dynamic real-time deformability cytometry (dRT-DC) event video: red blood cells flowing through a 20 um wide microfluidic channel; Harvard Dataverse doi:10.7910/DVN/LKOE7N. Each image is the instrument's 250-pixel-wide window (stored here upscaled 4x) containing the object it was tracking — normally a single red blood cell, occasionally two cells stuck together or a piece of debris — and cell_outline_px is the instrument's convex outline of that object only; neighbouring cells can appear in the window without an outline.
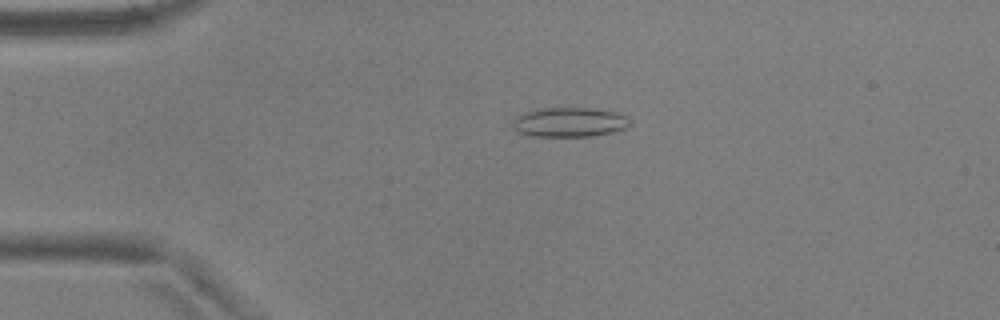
{"species": "common noctule bat (a hibernating species)", "species_latin": "Nyctalus noctula", "temperature_condition": "warm", "stored_images_in_passage": 54, "camera_frame_rate_fps": 3000, "um_per_image_px": 0.085, "animal": {"sex": "male", "body_mass_g": 17.9, "forearm_length_mm": 54.2}, "frame": {"image": 1, "passage_image": 12, "time_ms": 3.667, "image_size_px": [1000, 320], "cell_outline_px": [[632, 124], [624, 128], [612, 132], [592, 136], [532, 136], [520, 132], [512, 124], [512, 120], [516, 116], [528, 112], [544, 108], [588, 108], [616, 112], [628, 116], [632, 120]], "centroid_in_image_um": [48.46, 10.38], "position_along_channel_um": 36.5, "area_um2": 20.0}}
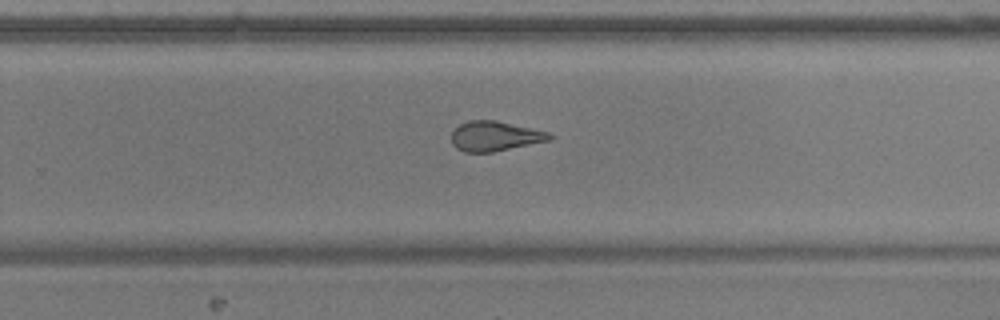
{"frame": {"image": 2, "passage_image": 35, "time_ms": 11.333, "image_size_px": [1000, 320], "cell_outline_px": [[556, 136], [552, 140], [492, 152], [464, 152], [456, 148], [452, 144], [452, 132], [460, 124], [468, 120], [496, 120], [548, 132]], "centroid_in_image_um": [42.09, 11.57], "position_along_channel_um": 287.7, "area_um2": 17.11}}
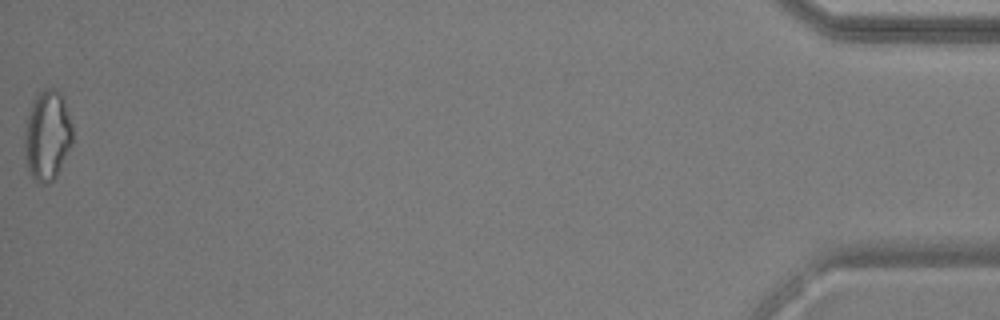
{"frame": {"image": 3, "passage_image": 54, "time_ms": 17.667, "image_size_px": [1000, 320], "cell_outline_px": [[72, 144], [56, 176], [48, 184], [44, 184], [36, 180], [28, 172], [24, 156], [24, 132], [32, 100], [44, 88], [56, 88], [60, 92], [64, 100], [72, 124]], "centroid_in_image_um": [4.01, 11.51], "position_along_channel_um": 431.2, "area_um2": 25.32}, "authors_computed_cell_mechanics": {"area_um2": 19.7387, "velocity_mm_per_s": 3.7511, "shape_relaxation_time_tau1_ms": 8.3831, "shape_relaxation_time_tau2_ms": 1.4368, "deformation_change_tau1": 0.2277, "deformation_change_tau2": 0.1065}}